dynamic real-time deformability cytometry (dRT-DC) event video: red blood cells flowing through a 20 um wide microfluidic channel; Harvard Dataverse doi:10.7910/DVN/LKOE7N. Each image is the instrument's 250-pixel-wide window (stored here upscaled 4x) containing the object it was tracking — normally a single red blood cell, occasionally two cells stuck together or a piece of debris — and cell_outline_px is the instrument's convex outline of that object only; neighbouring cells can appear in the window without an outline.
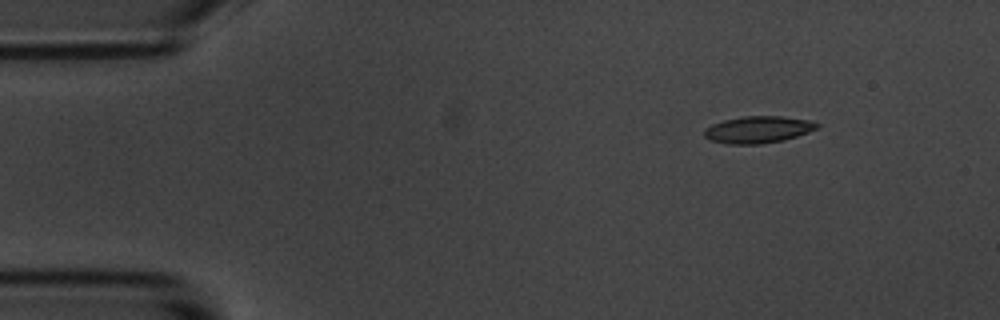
{"species": "common noctule bat (a hibernating species)", "species_latin": "Nyctalus noctula", "temperature_condition": "room temperature", "stored_images_in_passage": 3, "camera_frame_rate_fps": 3000, "um_per_image_px": 0.085, "animal": {"sex": "male", "body_mass_g": 20.1, "forearm_length_mm": 53.5}, "frame": {"image": 1, "passage_image": 1, "time_ms": 0.0, "image_size_px": [1000, 320], "cell_outline_px": [[820, 124], [816, 128], [808, 132], [784, 140], [760, 144], [728, 144], [712, 140], [704, 136], [704, 128], [712, 124], [724, 120], [744, 116], [784, 116], [812, 120]], "centroid_in_image_um": [64.45, 11.01], "position_along_channel_um": 20.6, "area_um2": 17.69}}
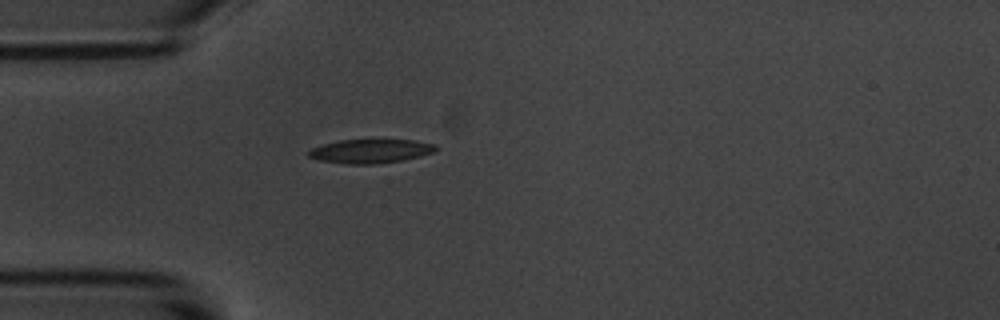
{"frame": {"image": 2, "passage_image": 3, "time_ms": 3.0, "image_size_px": [1000, 320], "cell_outline_px": [[440, 148], [432, 152], [420, 156], [400, 160], [372, 164], [348, 164], [320, 160], [308, 156], [308, 152], [312, 148], [324, 144], [340, 140], [412, 140], [436, 144]], "centroid_in_image_um": [31.51, 12.84], "position_along_channel_um": 53.5, "area_um2": 17.46}}